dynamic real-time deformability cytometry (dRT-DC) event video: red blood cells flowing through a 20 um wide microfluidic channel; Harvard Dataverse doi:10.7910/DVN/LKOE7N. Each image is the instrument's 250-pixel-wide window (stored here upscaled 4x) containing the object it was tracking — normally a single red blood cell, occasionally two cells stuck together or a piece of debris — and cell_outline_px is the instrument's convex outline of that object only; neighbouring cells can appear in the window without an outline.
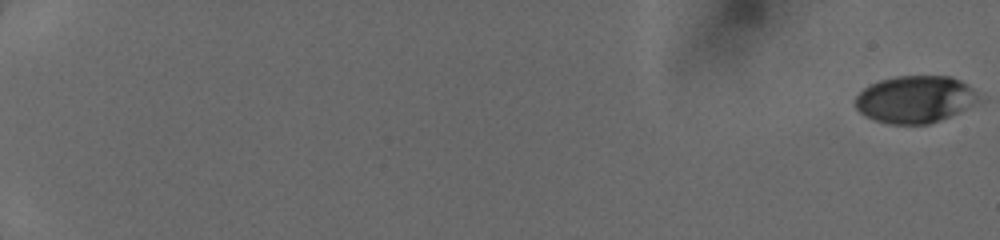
{"species": "human", "species_latin": "Homo sapiens", "temperature_condition": "cold", "stored_images_in_passage": 15, "camera_frame_rate_fps": 3000, "um_per_image_px": 0.085, "donor": {"sex": "female"}, "frame": {"image": 1, "passage_image": 1, "time_ms": 0.0, "image_size_px": [1000, 240], "cell_outline_px": [[976, 100], [972, 104], [940, 120], [928, 124], [892, 124], [876, 120], [860, 112], [856, 108], [856, 96], [868, 84], [880, 80], [896, 76], [948, 76], [960, 80], [976, 96]], "centroid_in_image_um": [77.68, 8.43], "position_along_channel_um": 7.3, "area_um2": 32.95}}